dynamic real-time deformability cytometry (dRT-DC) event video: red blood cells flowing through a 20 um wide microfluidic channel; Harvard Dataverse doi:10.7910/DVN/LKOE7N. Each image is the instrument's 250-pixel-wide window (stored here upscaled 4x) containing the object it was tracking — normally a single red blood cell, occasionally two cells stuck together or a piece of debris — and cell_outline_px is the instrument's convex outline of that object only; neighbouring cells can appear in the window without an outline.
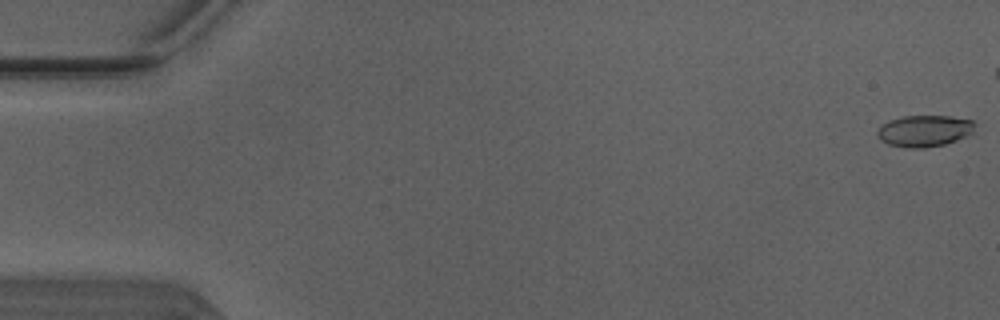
{"species": "Egyptian fruit bat (a non-hibernating species)", "species_latin": "Rousettus aegyptiacus", "temperature_condition": "warm", "stored_images_in_passage": 44, "camera_frame_rate_fps": 3000, "um_per_image_px": 0.085, "animal": {"sex": "male"}, "frame": {"image": 1, "passage_image": 1, "time_ms": 0.0, "image_size_px": [1000, 320], "cell_outline_px": [[976, 124], [972, 132], [956, 140], [944, 144], [924, 148], [908, 148], [888, 144], [880, 140], [876, 136], [876, 132], [880, 124], [888, 120], [904, 116], [948, 116], [972, 120]], "centroid_in_image_um": [78.51, 11.12], "position_along_channel_um": 6.5, "area_um2": 17.98}}
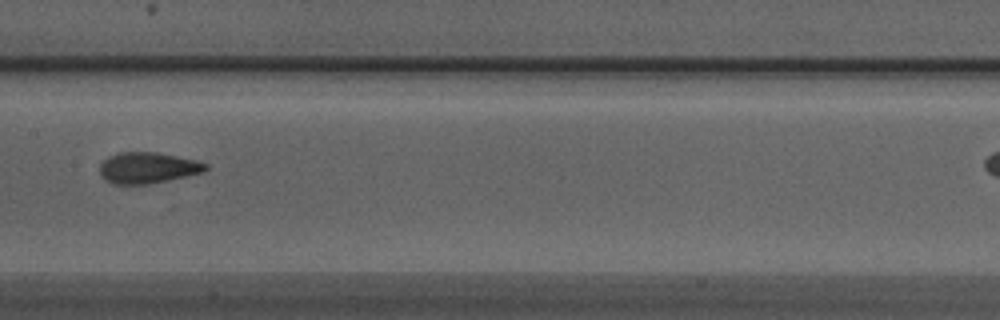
{"frame": {"image": 2, "passage_image": 26, "time_ms": 8.333, "image_size_px": [1000, 320], "cell_outline_px": [[208, 168], [200, 172], [168, 180], [148, 184], [112, 184], [104, 180], [100, 176], [100, 164], [108, 156], [120, 152], [156, 152], [196, 160], [208, 164]], "centroid_in_image_um": [12.5, 14.26], "position_along_channel_um": 194.9, "area_um2": 19.07}}
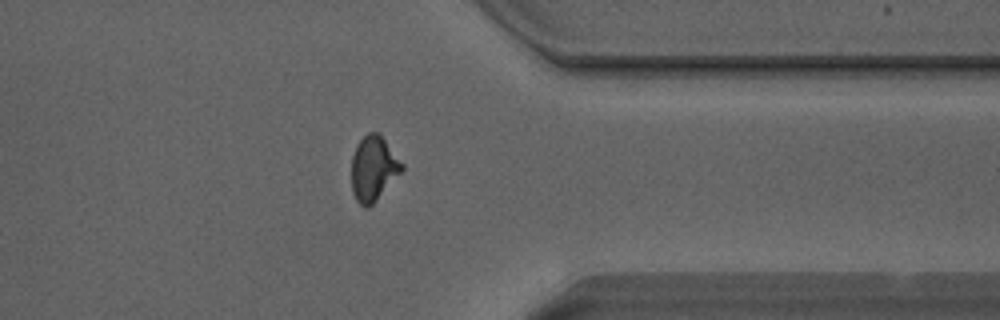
{"frame": {"image": 3, "passage_image": 40, "time_ms": 13.0, "image_size_px": [1000, 320], "cell_outline_px": [[404, 168], [376, 200], [368, 208], [364, 208], [356, 200], [352, 192], [352, 156], [356, 144], [368, 132], [376, 132], [384, 140], [404, 164]], "centroid_in_image_um": [31.72, 14.33], "position_along_channel_um": 379.7, "area_um2": 18.73}, "authors_computed_cell_mechanics": {"area_um2": 18.9006, "velocity_mm_per_s": 4.1339, "shape_relaxation_time_tau1_ms": 7.4583, "shape_relaxation_time_tau2_ms": 1.0047, "deformation_change_tau1": 0.2148, "deformation_change_tau2": 0.0673}}